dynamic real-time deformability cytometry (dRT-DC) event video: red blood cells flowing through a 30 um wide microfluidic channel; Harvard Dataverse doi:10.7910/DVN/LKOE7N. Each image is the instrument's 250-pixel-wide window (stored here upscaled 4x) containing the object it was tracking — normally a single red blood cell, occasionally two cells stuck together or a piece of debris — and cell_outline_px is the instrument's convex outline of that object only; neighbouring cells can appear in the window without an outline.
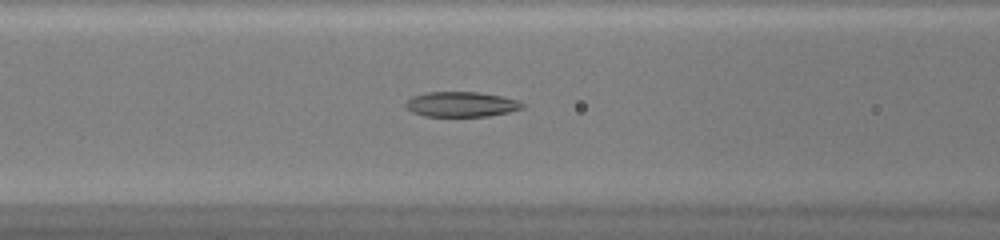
{"species": "common noctule bat (a hibernating species)", "species_latin": "Nyctalus noctula", "temperature_condition": "warm", "stored_images_in_passage": 49, "camera_frame_rate_fps": 3000, "um_per_image_px": 0.085, "animal": {"sex": "female", "body_mass_g": 20.0, "forearm_length_mm": 54.0}, "frame": {"image": 1, "passage_image": 21, "time_ms": 6.667, "image_size_px": [1000, 240], "cell_outline_px": [[524, 108], [508, 112], [488, 116], [424, 116], [412, 112], [404, 104], [412, 96], [428, 92], [476, 92], [500, 96], [520, 100], [524, 104]], "centroid_in_image_um": [39.22, 8.86], "position_along_channel_um": 127.4, "area_um2": 16.99}}
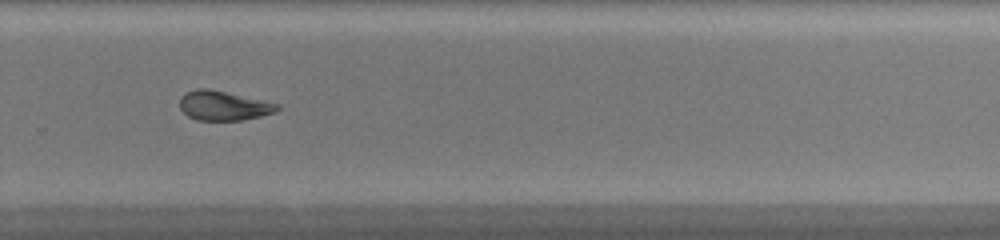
{"frame": {"image": 2, "passage_image": 34, "time_ms": 11.0, "image_size_px": [1000, 240], "cell_outline_px": [[280, 108], [276, 112], [244, 120], [196, 120], [188, 116], [180, 108], [180, 96], [196, 88], [208, 88], [280, 104]], "centroid_in_image_um": [19.0, 8.98], "position_along_channel_um": 310.8, "area_um2": 16.7}}
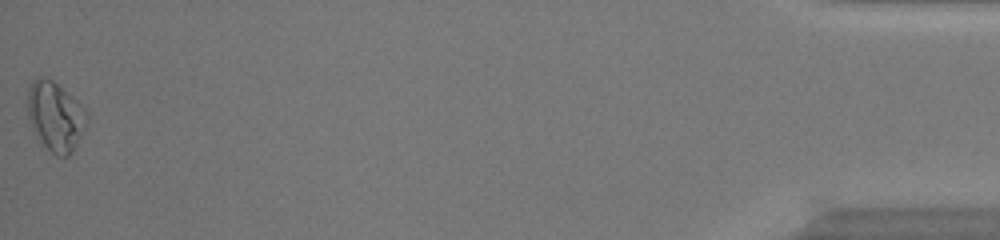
{"frame": {"image": 3, "passage_image": 49, "time_ms": 16.0, "image_size_px": [1000, 240], "cell_outline_px": [[88, 120], [72, 152], [68, 156], [56, 156], [36, 136], [32, 128], [28, 116], [28, 88], [32, 80], [52, 80], [72, 96], [88, 112]], "centroid_in_image_um": [4.72, 9.91], "position_along_channel_um": 430.5, "area_um2": 23.41}, "authors_computed_cell_mechanics": {"area_um2": 18.496, "velocity_mm_per_s": 4.2413, "shape_relaxation_time_tau1_ms": null, "shape_relaxation_time_tau2_ms": 3.4015, "deformation_change_tau1": null, "deformation_change_tau2": 0.116}}